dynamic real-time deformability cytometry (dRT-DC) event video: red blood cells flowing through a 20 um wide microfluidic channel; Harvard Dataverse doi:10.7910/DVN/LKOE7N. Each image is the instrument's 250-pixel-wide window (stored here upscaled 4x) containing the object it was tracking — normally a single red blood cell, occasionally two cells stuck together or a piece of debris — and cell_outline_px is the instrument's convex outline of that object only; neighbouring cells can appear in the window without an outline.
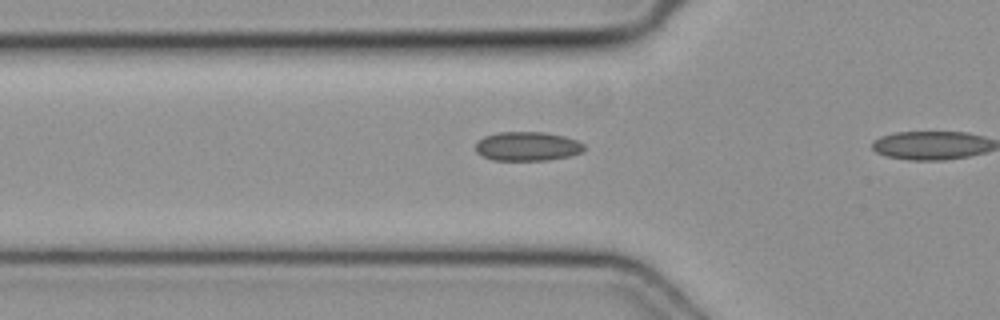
{"species": "common noctule bat (a hibernating species)", "species_latin": "Nyctalus noctula", "temperature_condition": "cold", "stored_images_in_passage": 5, "camera_frame_rate_fps": 3000, "um_per_image_px": 0.085, "animal": {"sex": "female", "body_mass_g": 19.3, "forearm_length_mm": 54.1}, "frame": {"image": 1, "passage_image": 4, "time_ms": 1.0, "image_size_px": [1000, 320], "cell_outline_px": [[584, 148], [580, 152], [568, 156], [548, 160], [492, 160], [476, 152], [476, 144], [484, 136], [500, 132], [544, 132], [564, 136], [576, 140], [584, 144]], "centroid_in_image_um": [44.82, 12.43], "position_along_channel_um": 81.0, "area_um2": 18.21}}